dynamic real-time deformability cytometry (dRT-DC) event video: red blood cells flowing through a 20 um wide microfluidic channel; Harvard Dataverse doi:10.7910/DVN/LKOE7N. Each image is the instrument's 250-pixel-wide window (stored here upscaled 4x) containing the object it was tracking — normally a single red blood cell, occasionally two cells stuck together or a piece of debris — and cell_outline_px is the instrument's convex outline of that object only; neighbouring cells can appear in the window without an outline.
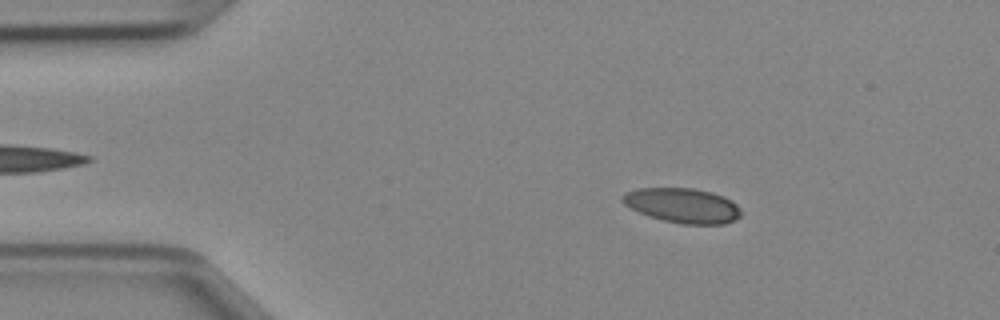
{"species": "Egyptian fruit bat (a non-hibernating species)", "species_latin": "Rousettus aegyptiacus", "temperature_condition": "cold", "stored_images_in_passage": 46, "camera_frame_rate_fps": 3000, "um_per_image_px": 0.085, "animal": {"sex": "female"}, "frame": {"image": 1, "passage_image": 7, "time_ms": 2.0, "image_size_px": [1000, 320], "cell_outline_px": [[740, 216], [724, 224], [684, 224], [664, 220], [648, 216], [624, 204], [620, 200], [620, 196], [624, 192], [636, 188], [692, 188], [712, 192], [724, 196], [732, 200], [740, 208]], "centroid_in_image_um": [57.99, 17.45], "position_along_channel_um": 27.0, "area_um2": 24.04}}
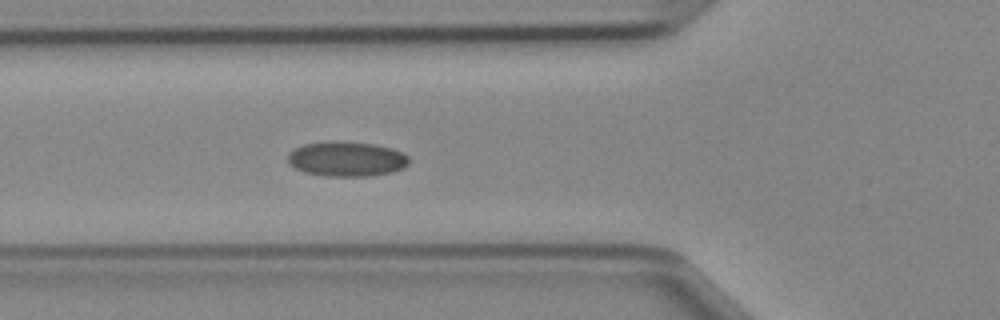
{"frame": {"image": 2, "passage_image": 16, "time_ms": 5.0, "image_size_px": [1000, 320], "cell_outline_px": [[408, 164], [404, 168], [392, 172], [368, 176], [324, 176], [304, 172], [288, 164], [288, 152], [292, 148], [304, 144], [328, 140], [372, 144], [392, 148], [404, 152], [408, 156]], "centroid_in_image_um": [29.43, 13.5], "position_along_channel_um": 96.4, "area_um2": 24.91}}
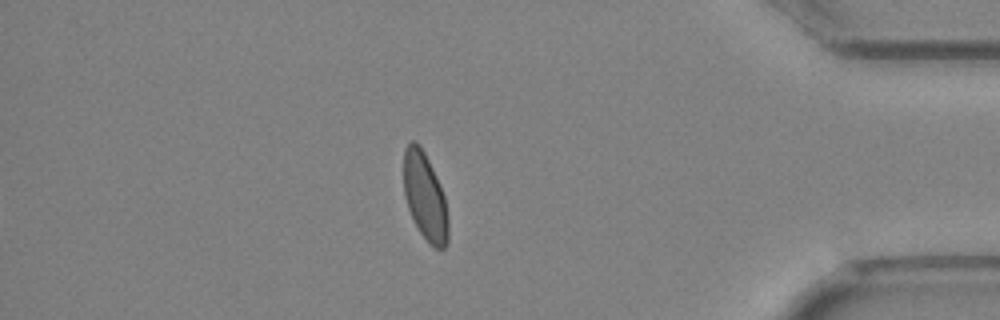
{"frame": {"image": 3, "passage_image": 40, "time_ms": 13.0, "image_size_px": [1000, 320], "cell_outline_px": [[448, 244], [444, 248], [436, 248], [428, 244], [420, 232], [408, 208], [404, 196], [404, 148], [412, 140], [416, 140], [420, 144], [432, 168], [444, 196], [448, 216]], "centroid_in_image_um": [36.12, 16.72], "position_along_channel_um": 399.1, "area_um2": 22.6}}